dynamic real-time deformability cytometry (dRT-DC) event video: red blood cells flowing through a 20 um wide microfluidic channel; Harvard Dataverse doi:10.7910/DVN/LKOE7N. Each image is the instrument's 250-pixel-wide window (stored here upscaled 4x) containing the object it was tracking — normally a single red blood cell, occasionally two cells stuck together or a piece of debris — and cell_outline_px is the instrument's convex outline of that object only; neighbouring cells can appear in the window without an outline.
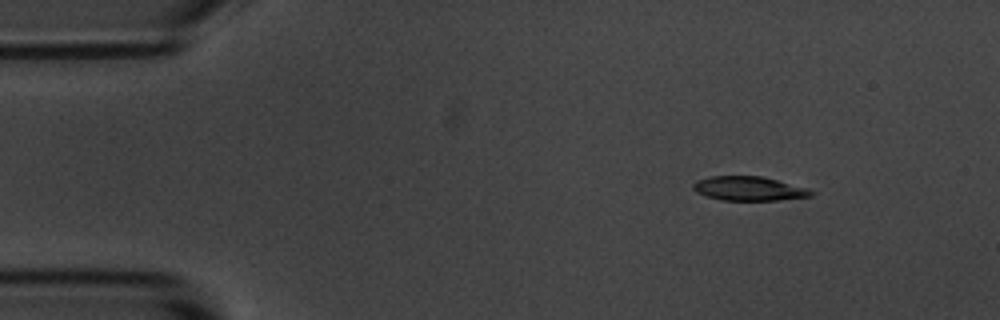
{"species": "common noctule bat (a hibernating species)", "species_latin": "Nyctalus noctula", "temperature_condition": "room temperature", "stored_images_in_passage": 7, "camera_frame_rate_fps": 3000, "um_per_image_px": 0.085, "animal": {"sex": "male", "body_mass_g": 20.1, "forearm_length_mm": 53.5}, "frame": {"image": 1, "passage_image": 1, "time_ms": 0.0, "image_size_px": [1000, 320], "cell_outline_px": [[816, 192], [812, 196], [780, 200], [720, 200], [696, 192], [692, 188], [692, 184], [696, 180], [712, 176], [760, 176], [808, 188]], "centroid_in_image_um": [63.66, 16.03], "position_along_channel_um": 21.3, "area_um2": 16.59}}
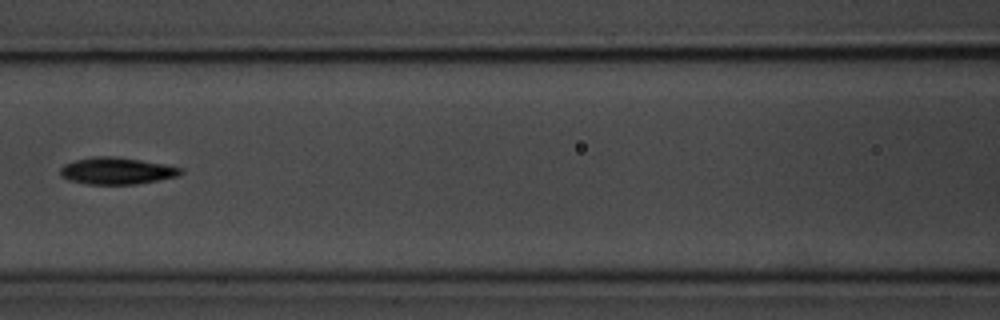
{"frame": {"image": 2, "passage_image": 6, "time_ms": 5.667, "image_size_px": [1000, 320], "cell_outline_px": [[184, 172], [180, 176], [136, 184], [84, 184], [68, 180], [60, 176], [60, 168], [64, 164], [76, 160], [92, 156], [112, 156], [140, 160], [164, 164], [184, 168]], "centroid_in_image_um": [9.93, 14.53], "position_along_channel_um": 156.7, "area_um2": 19.02}}
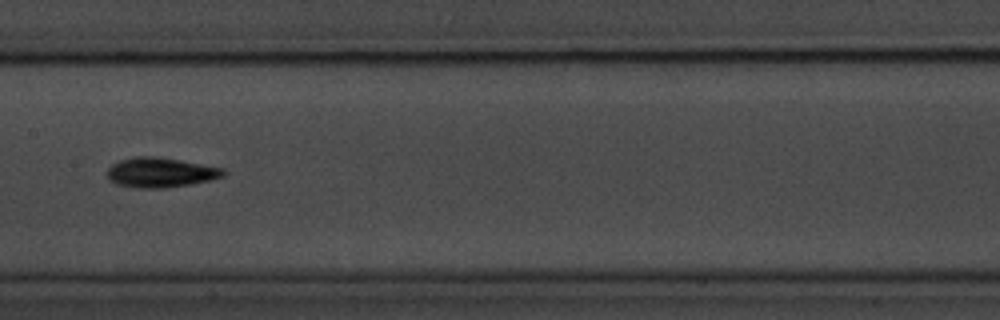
{"frame": {"image": 3, "passage_image": 7, "time_ms": 6.667, "image_size_px": [1000, 320], "cell_outline_px": [[228, 172], [224, 176], [208, 180], [188, 184], [164, 188], [136, 188], [116, 184], [108, 180], [108, 168], [112, 164], [120, 160], [136, 156], [152, 156], [180, 160], [224, 168]], "centroid_in_image_um": [13.63, 14.66], "position_along_channel_um": 193.8, "area_um2": 20.11}}